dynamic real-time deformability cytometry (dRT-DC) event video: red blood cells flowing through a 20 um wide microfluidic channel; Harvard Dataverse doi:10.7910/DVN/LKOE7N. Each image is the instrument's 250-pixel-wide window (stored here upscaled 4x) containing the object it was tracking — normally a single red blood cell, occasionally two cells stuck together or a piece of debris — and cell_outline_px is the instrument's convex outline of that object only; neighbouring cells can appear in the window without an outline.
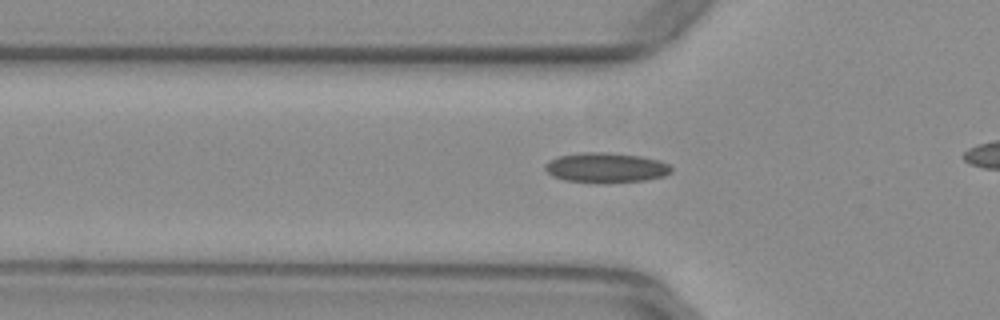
{"species": "common noctule bat (a hibernating species)", "species_latin": "Nyctalus noctula", "temperature_condition": "warm", "stored_images_in_passage": 38, "camera_frame_rate_fps": 3000, "um_per_image_px": 0.085, "animal": {"sex": "female", "body_mass_g": 29.2, "forearm_length_mm": 56.3}, "frame": {"image": 1, "passage_image": 13, "time_ms": 4.0, "image_size_px": [1000, 320], "cell_outline_px": [[672, 172], [664, 176], [644, 180], [604, 184], [596, 184], [564, 180], [552, 176], [544, 168], [544, 164], [548, 160], [560, 156], [584, 152], [608, 152], [640, 156], [660, 160], [668, 164], [672, 168]], "centroid_in_image_um": [51.49, 14.27], "position_along_channel_um": 74.3, "area_um2": 22.43}}
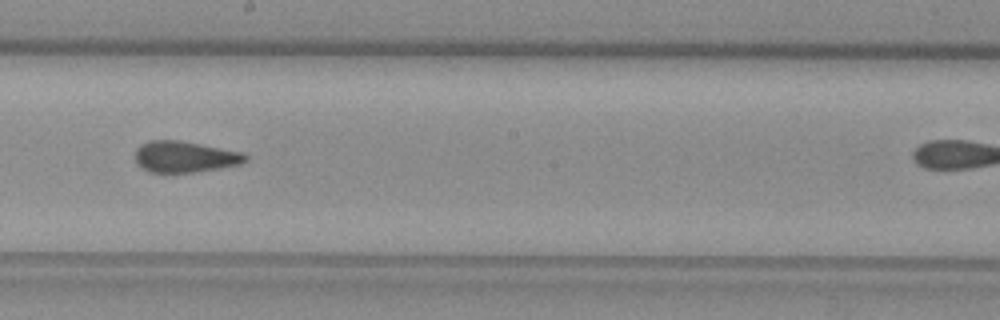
{"frame": {"image": 2, "passage_image": 25, "time_ms": 8.0, "image_size_px": [1000, 320], "cell_outline_px": [[248, 156], [240, 164], [220, 168], [192, 172], [148, 172], [136, 164], [132, 156], [136, 148], [140, 144], [148, 140], [180, 140], [240, 152]], "centroid_in_image_um": [15.59, 13.32], "position_along_channel_um": 232.6, "area_um2": 20.11}}
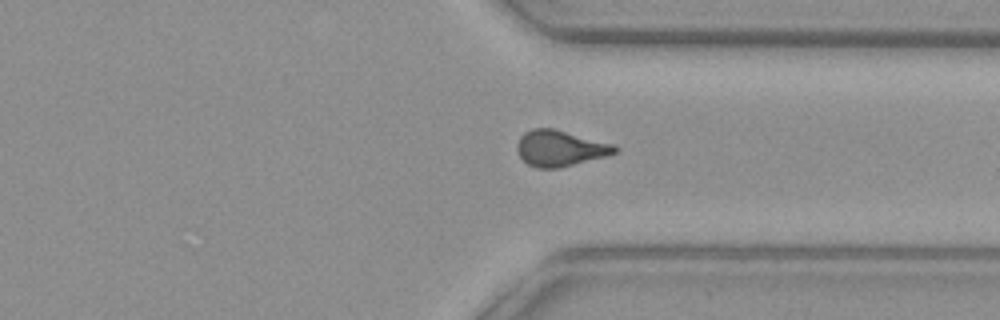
{"frame": {"image": 3, "passage_image": 35, "time_ms": 11.333, "image_size_px": [1000, 320], "cell_outline_px": [[620, 148], [616, 152], [604, 156], [560, 168], [536, 168], [528, 164], [520, 156], [516, 148], [516, 144], [520, 136], [524, 132], [532, 128], [552, 128], [616, 144]], "centroid_in_image_um": [47.6, 12.59], "position_along_channel_um": 363.8, "area_um2": 20.52}}